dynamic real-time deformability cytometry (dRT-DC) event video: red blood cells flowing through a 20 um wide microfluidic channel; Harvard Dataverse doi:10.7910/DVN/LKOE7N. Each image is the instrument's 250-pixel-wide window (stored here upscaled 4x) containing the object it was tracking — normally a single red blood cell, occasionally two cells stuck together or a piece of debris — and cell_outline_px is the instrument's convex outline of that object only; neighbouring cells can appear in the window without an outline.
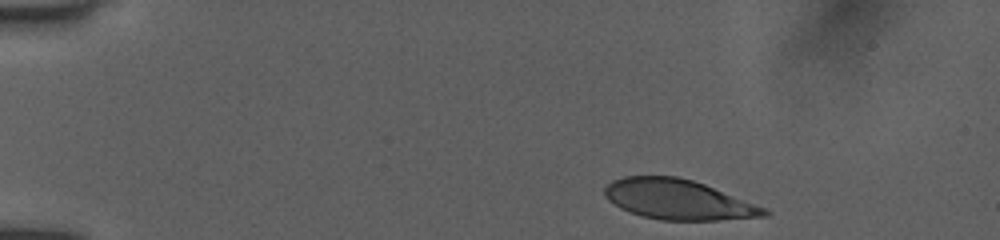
{"species": "human", "species_latin": "Homo sapiens", "temperature_condition": "room temperature", "stored_images_in_passage": 17, "camera_frame_rate_fps": 3000, "um_per_image_px": 0.085, "donor": {"sex": "female"}, "frame": {"image": 1, "passage_image": 1, "time_ms": 0.0, "image_size_px": [1000, 240], "cell_outline_px": [[772, 212], [768, 216], [716, 220], [660, 220], [640, 216], [620, 208], [608, 200], [604, 196], [604, 188], [612, 180], [624, 176], [676, 176], [692, 180], [704, 184], [768, 208]], "centroid_in_image_um": [57.65, 16.97], "position_along_channel_um": 27.3, "area_um2": 37.4}}
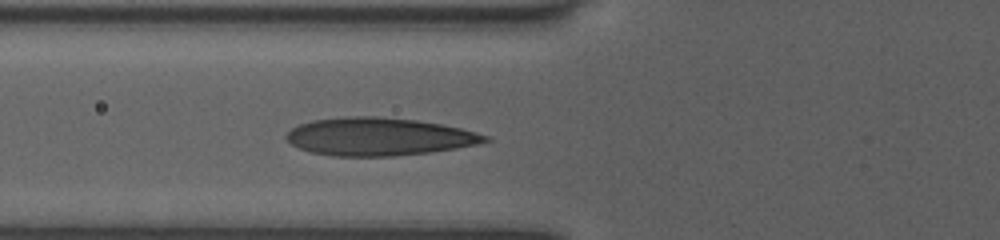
{"frame": {"image": 2, "passage_image": 8, "time_ms": 4.0, "image_size_px": [1000, 240], "cell_outline_px": [[492, 140], [476, 144], [456, 148], [432, 152], [392, 156], [332, 156], [312, 152], [300, 148], [292, 144], [284, 136], [292, 128], [300, 124], [312, 120], [344, 116], [376, 116], [416, 120], [440, 124], [460, 128], [476, 132], [488, 136]], "centroid_in_image_um": [32.2, 11.61], "position_along_channel_um": 93.6, "area_um2": 43.75}}
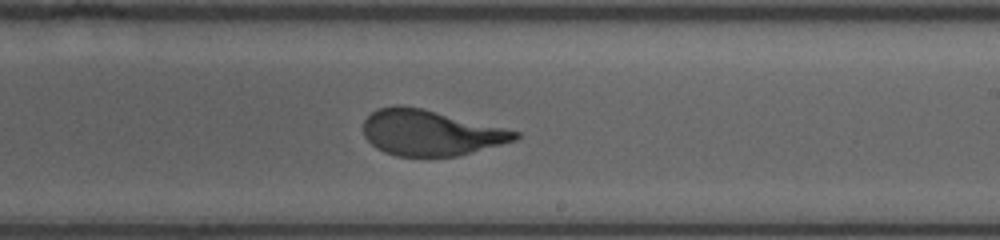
{"frame": {"image": 3, "passage_image": 17, "time_ms": 8.0, "image_size_px": [1000, 240], "cell_outline_px": [[520, 136], [516, 140], [472, 152], [456, 156], [396, 156], [384, 152], [376, 148], [364, 136], [364, 120], [372, 112], [380, 108], [396, 104], [400, 104], [420, 108], [504, 128], [520, 132]], "centroid_in_image_um": [36.56, 11.29], "position_along_channel_um": 252.4, "area_um2": 39.88}}